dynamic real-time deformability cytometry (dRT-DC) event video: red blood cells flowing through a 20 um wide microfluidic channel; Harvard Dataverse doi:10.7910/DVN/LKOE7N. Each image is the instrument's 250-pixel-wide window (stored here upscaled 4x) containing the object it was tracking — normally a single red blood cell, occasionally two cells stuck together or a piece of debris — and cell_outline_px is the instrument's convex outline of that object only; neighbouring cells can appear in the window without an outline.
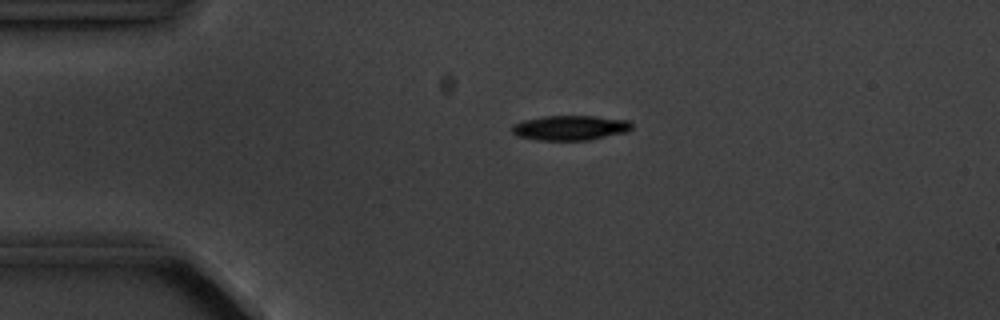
{"species": "common noctule bat (a hibernating species)", "species_latin": "Nyctalus noctula", "temperature_condition": "cold", "stored_images_in_passage": 6, "camera_frame_rate_fps": 3000, "um_per_image_px": 0.085, "animal": {"sex": "male", "body_mass_g": 20.1, "forearm_length_mm": 53.5}, "frame": {"image": 1, "passage_image": 4, "time_ms": 3.667, "image_size_px": [1000, 320], "cell_outline_px": [[632, 128], [628, 132], [588, 140], [536, 140], [516, 136], [508, 128], [512, 124], [524, 120], [544, 116], [596, 116], [628, 120], [632, 124]], "centroid_in_image_um": [48.43, 10.86], "position_along_channel_um": 36.6, "area_um2": 17.57}}